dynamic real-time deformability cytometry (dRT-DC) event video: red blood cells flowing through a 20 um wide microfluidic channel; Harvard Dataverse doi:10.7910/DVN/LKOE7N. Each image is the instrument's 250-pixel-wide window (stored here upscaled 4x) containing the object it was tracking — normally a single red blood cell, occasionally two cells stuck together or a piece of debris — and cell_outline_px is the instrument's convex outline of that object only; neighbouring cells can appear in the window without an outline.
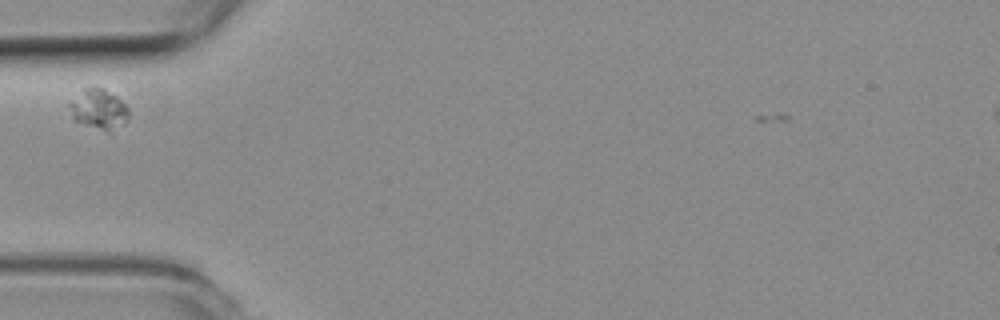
{"species": "common noctule bat (a hibernating species)", "species_latin": "Nyctalus noctula", "temperature_condition": "room temperature", "stored_images_in_passage": 37, "camera_frame_rate_fps": 3000, "um_per_image_px": 0.085, "animal": {"sex": "female", "body_mass_g": 19.3, "forearm_length_mm": 54.1}, "frame": {"image": 1, "passage_image": 1, "time_ms": 0.0, "image_size_px": [1000, 320], "cell_outline_px": [[128, 120], [124, 124], [112, 132], [108, 132], [76, 120], [72, 116], [68, 104], [68, 100], [84, 88], [104, 88], [116, 96], [128, 108]], "centroid_in_image_um": [8.39, 9.27], "position_along_channel_um": 76.6, "area_um2": 13.76}}
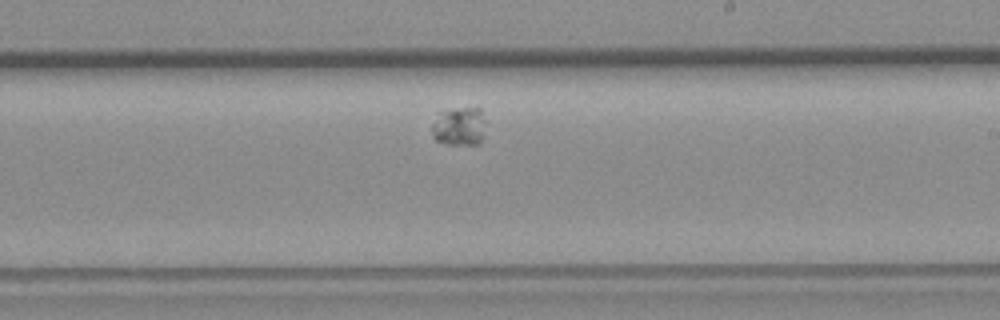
{"frame": {"image": 2, "passage_image": 16, "time_ms": 5.0, "image_size_px": [1000, 320], "cell_outline_px": [[484, 136], [476, 144], [448, 144], [436, 140], [432, 136], [432, 124], [440, 112], [464, 108], [480, 108], [484, 120]], "centroid_in_image_um": [39.03, 10.76], "position_along_channel_um": 250.0, "area_um2": 11.85}}
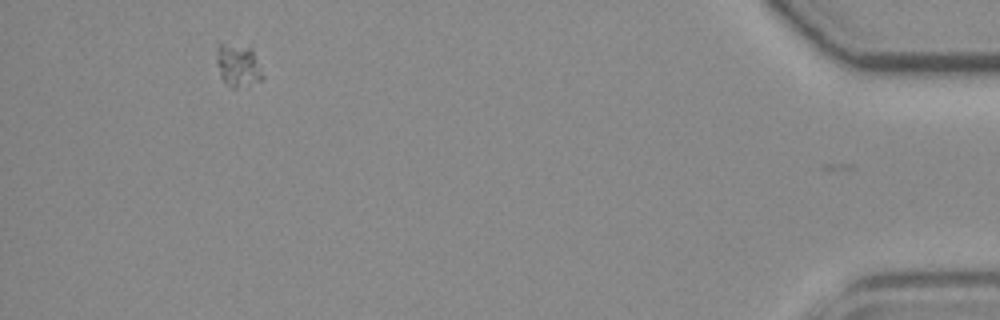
{"frame": {"image": 3, "passage_image": 36, "time_ms": 11.667, "image_size_px": [1000, 320], "cell_outline_px": [[264, 76], [260, 80], [248, 88], [232, 88], [220, 76], [216, 64], [216, 60], [220, 44], [224, 40], [252, 40]], "centroid_in_image_um": [20.31, 5.41], "position_along_channel_um": 414.9, "area_um2": 13.01}}